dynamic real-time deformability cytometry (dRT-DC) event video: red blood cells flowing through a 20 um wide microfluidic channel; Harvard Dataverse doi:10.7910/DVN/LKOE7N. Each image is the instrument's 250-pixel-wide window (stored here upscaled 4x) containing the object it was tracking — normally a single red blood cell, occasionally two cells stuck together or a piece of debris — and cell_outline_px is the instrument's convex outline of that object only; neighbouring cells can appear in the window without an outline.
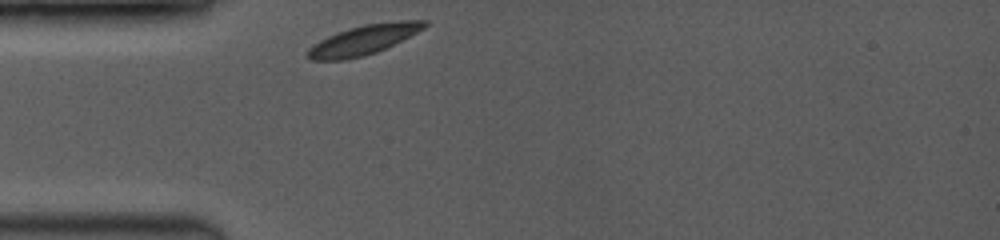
{"species": "common noctule bat (a hibernating species)", "species_latin": "Nyctalus noctula", "temperature_condition": "room temperature", "stored_images_in_passage": 18, "camera_frame_rate_fps": 3500, "um_per_image_px": 0.085, "animal": {"sex": "female", "body_mass_g": 19.0, "forearm_length_mm": 53.3}, "frame": {"image": 1, "passage_image": 1, "time_ms": 0.0, "image_size_px": [1000, 240], "cell_outline_px": [[428, 24], [424, 28], [376, 52], [364, 56], [344, 60], [312, 60], [304, 56], [308, 48], [320, 40], [328, 36], [348, 28], [364, 24], [400, 20], [428, 20]], "centroid_in_image_um": [30.85, 3.38], "position_along_channel_um": 54.1, "area_um2": 20.0}}
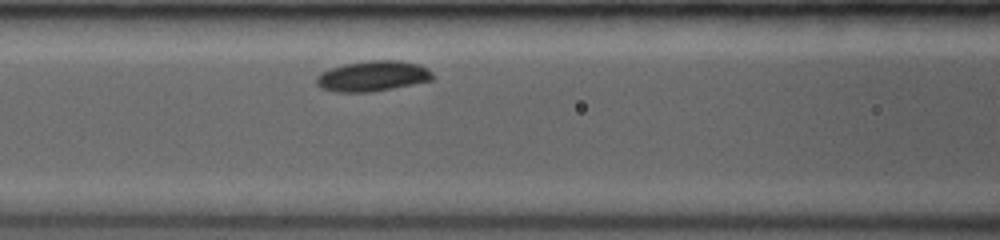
{"frame": {"image": 2, "passage_image": 6, "time_ms": 2.286, "image_size_px": [1000, 240], "cell_outline_px": [[432, 80], [372, 92], [336, 92], [320, 88], [316, 84], [316, 76], [328, 68], [344, 64], [368, 60], [400, 60], [420, 64], [428, 68], [432, 72]], "centroid_in_image_um": [31.65, 6.46], "position_along_channel_um": 134.9, "area_um2": 20.81}}
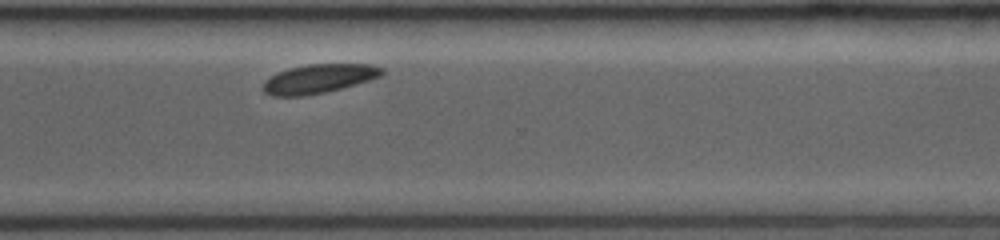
{"frame": {"image": 3, "passage_image": 18, "time_ms": 7.714, "image_size_px": [1000, 240], "cell_outline_px": [[384, 72], [380, 76], [368, 80], [340, 88], [324, 92], [304, 96], [272, 96], [264, 92], [260, 88], [264, 80], [276, 72], [288, 68], [308, 64], [372, 64], [384, 68]], "centroid_in_image_um": [27.02, 6.68], "position_along_channel_um": 343.6, "area_um2": 20.17}}